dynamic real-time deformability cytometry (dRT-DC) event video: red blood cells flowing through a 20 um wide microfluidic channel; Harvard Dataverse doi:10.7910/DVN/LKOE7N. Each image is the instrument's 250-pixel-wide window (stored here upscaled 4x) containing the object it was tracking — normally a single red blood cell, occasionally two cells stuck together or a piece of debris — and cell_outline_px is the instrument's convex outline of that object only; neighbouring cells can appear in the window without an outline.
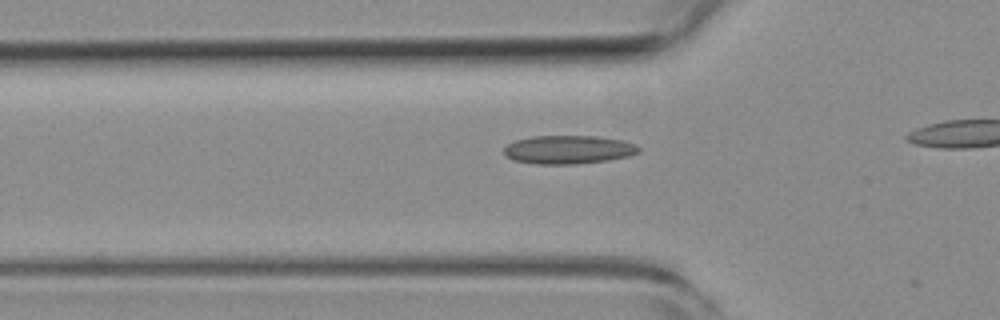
{"species": "common noctule bat (a hibernating species)", "species_latin": "Nyctalus noctula", "temperature_condition": "room temperature", "stored_images_in_passage": 9, "camera_frame_rate_fps": 3000, "um_per_image_px": 0.085, "animal": {"sex": "female", "body_mass_g": 19.3, "forearm_length_mm": 54.1}, "frame": {"image": 1, "passage_image": 8, "time_ms": 2.333, "image_size_px": [1000, 320], "cell_outline_px": [[640, 152], [628, 156], [608, 160], [576, 164], [536, 164], [512, 160], [504, 156], [504, 148], [508, 144], [516, 140], [532, 136], [596, 136], [624, 140], [636, 144], [640, 148]], "centroid_in_image_um": [48.31, 12.72], "position_along_channel_um": 77.5, "area_um2": 22.54}}